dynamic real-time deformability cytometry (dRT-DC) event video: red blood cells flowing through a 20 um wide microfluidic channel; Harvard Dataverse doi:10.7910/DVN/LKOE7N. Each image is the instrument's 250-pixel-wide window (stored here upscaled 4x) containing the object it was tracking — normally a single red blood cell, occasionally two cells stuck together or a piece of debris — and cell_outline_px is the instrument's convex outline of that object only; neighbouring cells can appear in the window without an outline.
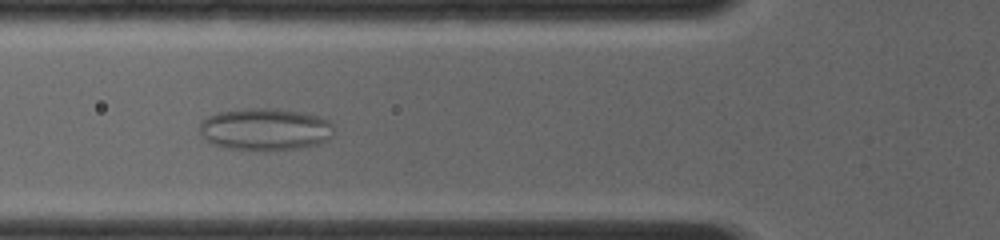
{"species": "common noctule bat (a hibernating species)", "species_latin": "Nyctalus noctula", "temperature_condition": "room temperature", "stored_images_in_passage": 13, "camera_frame_rate_fps": 4000, "um_per_image_px": 0.085, "animal": {"sex": "female", "body_mass_g": 19.0, "forearm_length_mm": 56.7}, "frame": {"image": 1, "passage_image": 8, "time_ms": 4.5, "image_size_px": [1000, 240], "cell_outline_px": [[332, 136], [328, 140], [320, 144], [300, 148], [260, 152], [224, 148], [212, 144], [204, 140], [200, 136], [200, 120], [208, 116], [220, 112], [248, 108], [276, 108], [300, 112], [320, 116], [328, 120], [332, 124]], "centroid_in_image_um": [22.51, 11.02], "position_along_channel_um": 103.3, "area_um2": 33.81}}